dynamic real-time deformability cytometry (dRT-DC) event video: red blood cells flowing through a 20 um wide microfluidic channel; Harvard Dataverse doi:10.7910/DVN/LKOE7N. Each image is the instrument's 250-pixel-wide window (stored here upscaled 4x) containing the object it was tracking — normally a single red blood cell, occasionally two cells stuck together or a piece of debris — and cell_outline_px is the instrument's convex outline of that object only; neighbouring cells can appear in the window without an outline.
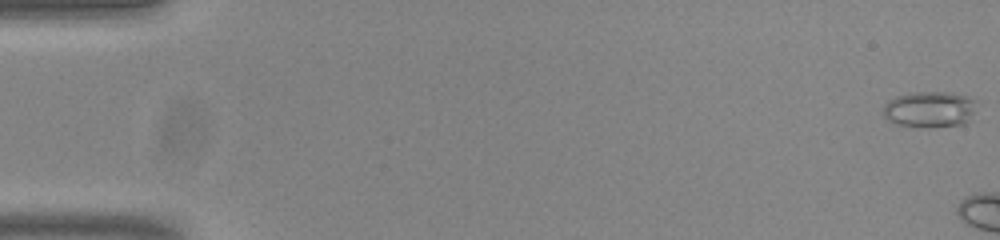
{"species": "common noctule bat (a hibernating species)", "species_latin": "Nyctalus noctula", "temperature_condition": "room temperature", "stored_images_in_passage": 5, "camera_frame_rate_fps": 3000, "um_per_image_px": 0.085, "animal": {"sex": "male", "body_mass_g": 20.0, "forearm_length_mm": 53.3}, "frame": {"image": 1, "passage_image": 1, "time_ms": 0.0, "image_size_px": [1000, 240], "cell_outline_px": [[976, 100], [972, 112], [968, 120], [964, 124], [928, 128], [896, 124], [888, 120], [884, 116], [884, 104], [888, 100], [896, 96], [908, 92], [952, 92], [968, 96]], "centroid_in_image_um": [78.99, 9.28], "position_along_channel_um": 6.0, "area_um2": 19.77}}